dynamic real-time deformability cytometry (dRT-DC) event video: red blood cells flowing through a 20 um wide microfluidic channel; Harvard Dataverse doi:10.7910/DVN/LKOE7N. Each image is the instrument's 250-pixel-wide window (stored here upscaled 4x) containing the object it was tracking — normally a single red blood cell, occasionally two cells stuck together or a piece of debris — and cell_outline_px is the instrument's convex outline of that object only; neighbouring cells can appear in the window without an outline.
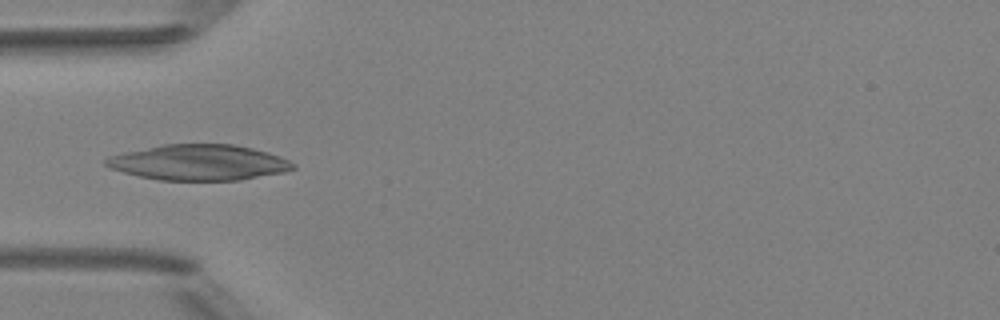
{"species": "Egyptian fruit bat (a non-hibernating species)", "species_latin": "Rousettus aegyptiacus", "temperature_condition": "room temperature", "stored_images_in_passage": 4, "camera_frame_rate_fps": 3000, "um_per_image_px": 0.085, "animal": {"sex": "female"}, "frame": {"image": 1, "passage_image": 4, "time_ms": 3.667, "image_size_px": [1000, 320], "cell_outline_px": [[296, 168], [284, 172], [240, 180], [160, 180], [140, 176], [108, 168], [104, 164], [104, 160], [108, 156], [124, 152], [164, 144], [232, 144], [252, 148], [268, 152], [280, 156], [296, 164]], "centroid_in_image_um": [16.91, 13.81], "position_along_channel_um": 68.1, "area_um2": 38.84}}